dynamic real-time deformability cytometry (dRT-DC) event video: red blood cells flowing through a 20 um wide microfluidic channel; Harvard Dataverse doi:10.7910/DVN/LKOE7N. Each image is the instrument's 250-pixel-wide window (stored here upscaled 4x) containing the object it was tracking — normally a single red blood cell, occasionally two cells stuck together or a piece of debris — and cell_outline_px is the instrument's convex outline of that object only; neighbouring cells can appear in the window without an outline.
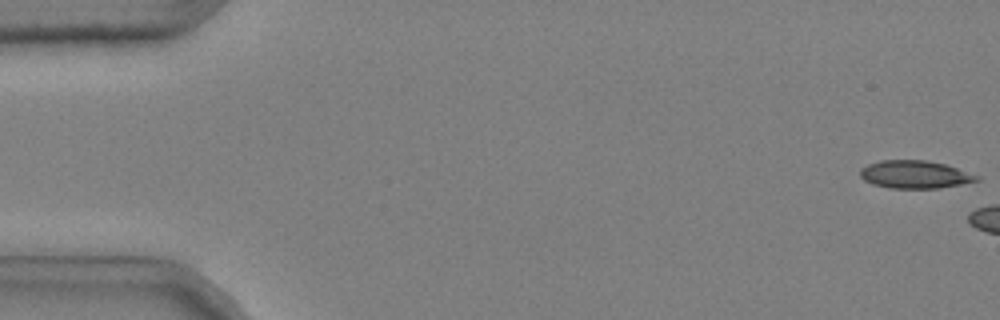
{"species": "common noctule bat (a hibernating species)", "species_latin": "Nyctalus noctula", "temperature_condition": "cold", "stored_images_in_passage": 10, "camera_frame_rate_fps": 3000, "um_per_image_px": 0.085, "animal": {"sex": "male", "body_mass_g": 20.4}, "frame": {"image": 1, "passage_image": 1, "time_ms": 0.0, "image_size_px": [1000, 320], "cell_outline_px": [[980, 180], [940, 188], [888, 188], [872, 184], [864, 180], [860, 176], [860, 168], [868, 164], [880, 160], [924, 160], [944, 164], [980, 176]], "centroid_in_image_um": [77.73, 14.83], "position_along_channel_um": 7.3, "area_um2": 18.84}}